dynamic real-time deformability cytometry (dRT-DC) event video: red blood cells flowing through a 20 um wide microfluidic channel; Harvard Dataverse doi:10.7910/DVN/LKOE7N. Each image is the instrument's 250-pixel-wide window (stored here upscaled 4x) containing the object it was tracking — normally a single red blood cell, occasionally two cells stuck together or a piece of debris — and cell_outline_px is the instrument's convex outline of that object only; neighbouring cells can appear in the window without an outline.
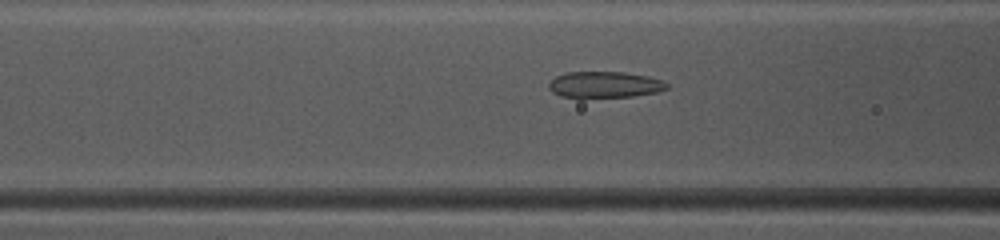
{"species": "common noctule bat (a hibernating species)", "species_latin": "Nyctalus noctula", "temperature_condition": "warm", "stored_images_in_passage": 41, "camera_frame_rate_fps": 3000, "um_per_image_px": 0.085, "animal": {"sex": "female", "body_mass_g": 10.0, "forearm_length_mm": 53.1}, "frame": {"image": 1, "passage_image": 12, "time_ms": 3.667, "image_size_px": [1000, 240], "cell_outline_px": [[668, 88], [656, 92], [632, 96], [560, 96], [552, 92], [548, 88], [548, 84], [556, 76], [568, 72], [624, 72], [648, 76], [660, 80], [668, 84]], "centroid_in_image_um": [51.39, 7.17], "position_along_channel_um": 115.2, "area_um2": 17.57}}
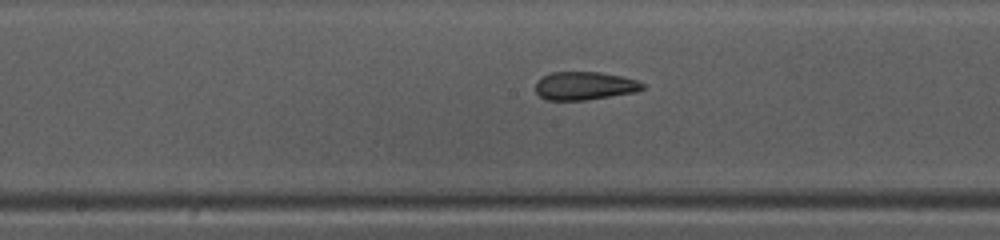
{"frame": {"image": 2, "passage_image": 18, "time_ms": 5.667, "image_size_px": [1000, 240], "cell_outline_px": [[644, 88], [636, 92], [584, 100], [544, 100], [536, 92], [536, 80], [552, 72], [600, 72], [620, 76], [636, 80], [644, 84]], "centroid_in_image_um": [49.66, 7.29], "position_along_channel_um": 198.5, "area_um2": 17.51}}
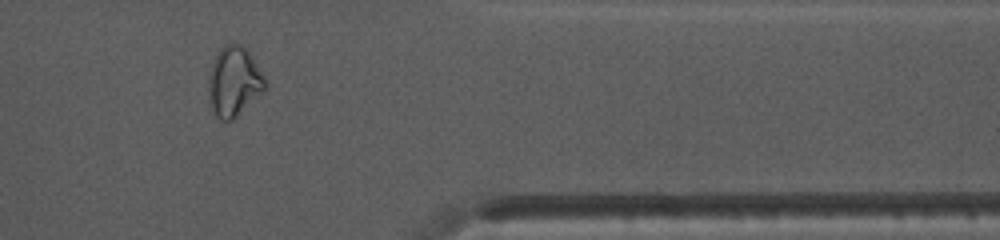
{"frame": {"image": 3, "passage_image": 33, "time_ms": 10.667, "image_size_px": [1000, 240], "cell_outline_px": [[268, 88], [232, 120], [220, 120], [216, 116], [212, 108], [208, 92], [208, 84], [212, 64], [220, 48], [224, 44], [240, 44], [248, 52], [264, 76]], "centroid_in_image_um": [19.9, 6.95], "position_along_channel_um": 391.5, "area_um2": 22.66}, "authors_computed_cell_mechanics": {"area_um2": 18.9584, "velocity_mm_per_s": 4.1422, "shape_relaxation_time_tau1_ms": 7.9649, "shape_relaxation_time_tau2_ms": 1.3592, "deformation_change_tau1": 0.2049, "deformation_change_tau2": 0.078}}